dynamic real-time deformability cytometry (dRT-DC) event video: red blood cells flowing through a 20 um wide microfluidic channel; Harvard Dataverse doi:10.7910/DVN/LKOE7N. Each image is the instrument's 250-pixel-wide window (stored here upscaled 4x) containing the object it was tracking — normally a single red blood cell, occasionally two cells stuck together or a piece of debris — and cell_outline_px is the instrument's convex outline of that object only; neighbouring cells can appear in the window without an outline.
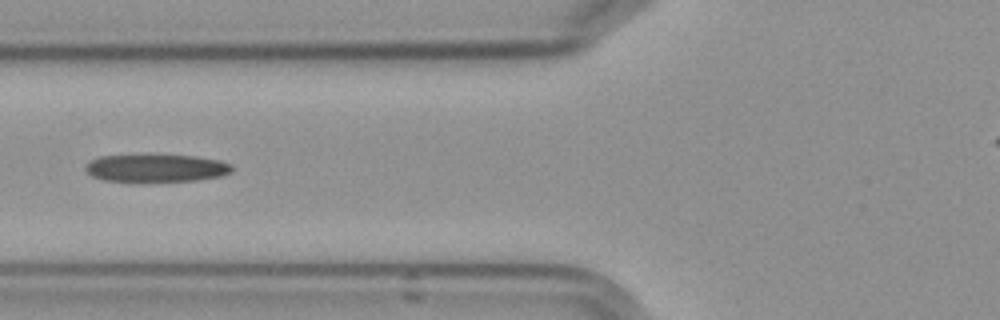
{"species": "Egyptian fruit bat (a non-hibernating species)", "species_latin": "Rousettus aegyptiacus", "temperature_condition": "cold", "stored_images_in_passage": 6, "camera_frame_rate_fps": 3000, "um_per_image_px": 0.085, "frame": {"image": 1, "passage_image": 6, "time_ms": 6.0, "image_size_px": [1000, 320], "cell_outline_px": [[232, 172], [220, 176], [196, 180], [148, 184], [132, 184], [104, 180], [92, 176], [84, 168], [92, 160], [100, 156], [144, 152], [156, 152], [196, 156], [220, 160], [232, 164]], "centroid_in_image_um": [13.24, 14.28], "position_along_channel_um": 112.6, "area_um2": 25.84}}